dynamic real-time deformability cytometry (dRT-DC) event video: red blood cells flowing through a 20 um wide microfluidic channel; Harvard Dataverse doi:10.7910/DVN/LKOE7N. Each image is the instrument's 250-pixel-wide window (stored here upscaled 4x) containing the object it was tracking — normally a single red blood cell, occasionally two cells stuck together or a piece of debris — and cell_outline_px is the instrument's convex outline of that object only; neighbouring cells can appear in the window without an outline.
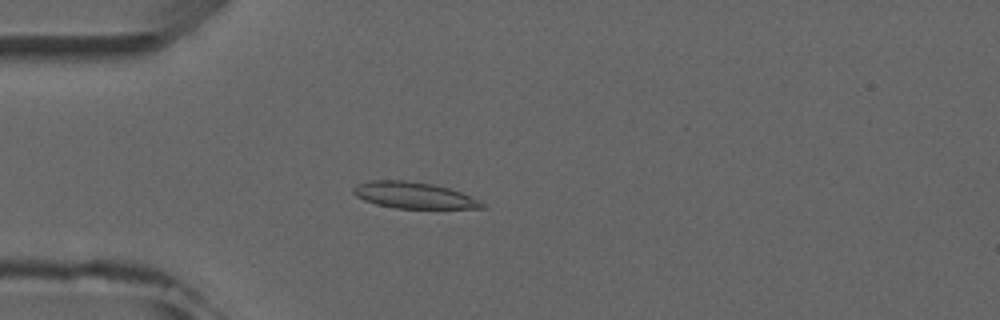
{"species": "common noctule bat (a hibernating species)", "species_latin": "Nyctalus noctula", "temperature_condition": "room temperature", "stored_images_in_passage": 4, "camera_frame_rate_fps": 3000, "um_per_image_px": 0.085, "animal": {"sex": "male", "forearm_length_mm": 52.5}, "frame": {"image": 1, "passage_image": 4, "time_ms": 4.333, "image_size_px": [1000, 320], "cell_outline_px": [[488, 204], [484, 208], [396, 208], [376, 204], [364, 200], [356, 196], [352, 192], [352, 188], [356, 184], [368, 180], [404, 180], [432, 184], [448, 188], [460, 192], [480, 200]], "centroid_in_image_um": [35.15, 16.59], "position_along_channel_um": 49.8, "area_um2": 19.77}}